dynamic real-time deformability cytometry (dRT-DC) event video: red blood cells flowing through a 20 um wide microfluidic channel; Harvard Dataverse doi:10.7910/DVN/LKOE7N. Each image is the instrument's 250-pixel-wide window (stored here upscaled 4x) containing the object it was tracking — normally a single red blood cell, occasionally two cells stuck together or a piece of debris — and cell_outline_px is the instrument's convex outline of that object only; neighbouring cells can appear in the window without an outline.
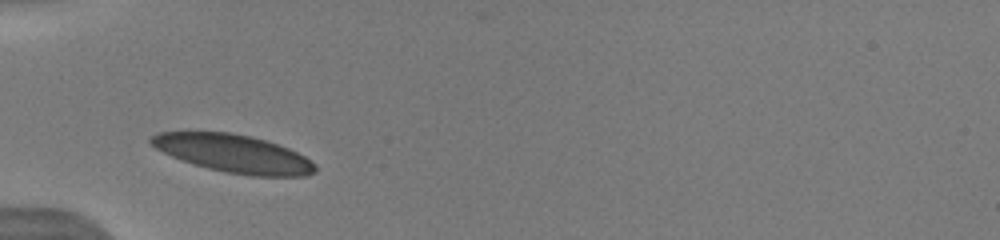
{"species": "human", "species_latin": "Homo sapiens", "temperature_condition": "warm", "stored_images_in_passage": 50, "camera_frame_rate_fps": 3000, "um_per_image_px": 0.085, "donor": {"sex": "male"}, "frame": {"image": 1, "passage_image": 1, "time_ms": 0.0, "image_size_px": [1000, 240], "cell_outline_px": [[316, 172], [304, 176], [252, 176], [224, 172], [208, 168], [172, 156], [156, 148], [148, 140], [148, 136], [156, 132], [228, 132], [252, 136], [288, 148], [304, 156], [316, 164]], "centroid_in_image_um": [19.85, 13.05], "position_along_channel_um": 65.1, "area_um2": 36.07}}
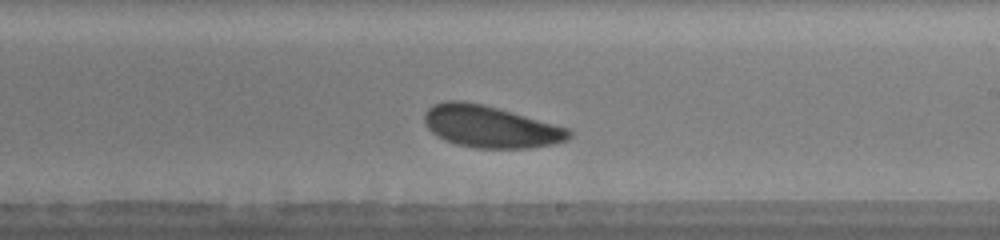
{"frame": {"image": 2, "passage_image": 23, "time_ms": 4.667, "image_size_px": [1000, 240], "cell_outline_px": [[572, 136], [568, 140], [552, 144], [528, 148], [476, 148], [456, 144], [444, 140], [432, 132], [424, 124], [424, 112], [432, 104], [448, 100], [464, 100], [484, 104], [568, 128], [572, 132]], "centroid_in_image_um": [41.65, 10.76], "position_along_channel_um": 247.4, "area_um2": 35.43}, "authors_computed_cell_mechanics": {"area_um2": 35.3736, "velocity_mm_per_s": 4.0308, "shape_relaxation_time_tau1_ms": 2.1846, "shape_relaxation_time_tau2_ms": 8.6317, "deformation_change_tau1": 0.0789, "deformation_change_tau2": 0.162}}